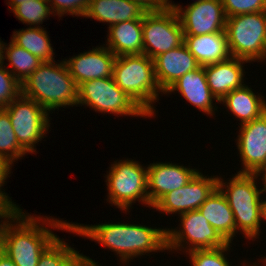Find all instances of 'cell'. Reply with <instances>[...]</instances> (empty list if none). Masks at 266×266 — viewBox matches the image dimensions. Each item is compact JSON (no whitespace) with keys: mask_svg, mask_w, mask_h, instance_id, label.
Segmentation results:
<instances>
[{"mask_svg":"<svg viewBox=\"0 0 266 266\" xmlns=\"http://www.w3.org/2000/svg\"><path fill=\"white\" fill-rule=\"evenodd\" d=\"M116 56L105 46H98L72 56L64 62L77 85L93 79L109 78L113 75Z\"/></svg>","mask_w":266,"mask_h":266,"instance_id":"cell-16","label":"cell"},{"mask_svg":"<svg viewBox=\"0 0 266 266\" xmlns=\"http://www.w3.org/2000/svg\"><path fill=\"white\" fill-rule=\"evenodd\" d=\"M80 253L57 237L40 255L37 266H70Z\"/></svg>","mask_w":266,"mask_h":266,"instance_id":"cell-28","label":"cell"},{"mask_svg":"<svg viewBox=\"0 0 266 266\" xmlns=\"http://www.w3.org/2000/svg\"><path fill=\"white\" fill-rule=\"evenodd\" d=\"M19 145L27 152H36L50 127L49 112L33 99L20 94L6 108Z\"/></svg>","mask_w":266,"mask_h":266,"instance_id":"cell-10","label":"cell"},{"mask_svg":"<svg viewBox=\"0 0 266 266\" xmlns=\"http://www.w3.org/2000/svg\"><path fill=\"white\" fill-rule=\"evenodd\" d=\"M67 231L111 249L125 264L146 253L167 250L166 228L120 222L98 225L71 223Z\"/></svg>","mask_w":266,"mask_h":266,"instance_id":"cell-1","label":"cell"},{"mask_svg":"<svg viewBox=\"0 0 266 266\" xmlns=\"http://www.w3.org/2000/svg\"><path fill=\"white\" fill-rule=\"evenodd\" d=\"M70 266H81V254Z\"/></svg>","mask_w":266,"mask_h":266,"instance_id":"cell-43","label":"cell"},{"mask_svg":"<svg viewBox=\"0 0 266 266\" xmlns=\"http://www.w3.org/2000/svg\"><path fill=\"white\" fill-rule=\"evenodd\" d=\"M230 244L214 249L192 250L187 255L189 254L192 266H231L225 257V252L232 247Z\"/></svg>","mask_w":266,"mask_h":266,"instance_id":"cell-30","label":"cell"},{"mask_svg":"<svg viewBox=\"0 0 266 266\" xmlns=\"http://www.w3.org/2000/svg\"><path fill=\"white\" fill-rule=\"evenodd\" d=\"M109 191L106 199L110 204L125 212L136 201L148 205L147 167L134 160L114 161L106 175Z\"/></svg>","mask_w":266,"mask_h":266,"instance_id":"cell-7","label":"cell"},{"mask_svg":"<svg viewBox=\"0 0 266 266\" xmlns=\"http://www.w3.org/2000/svg\"><path fill=\"white\" fill-rule=\"evenodd\" d=\"M21 94L49 113L59 107L77 106L78 85L64 62H43L21 83Z\"/></svg>","mask_w":266,"mask_h":266,"instance_id":"cell-3","label":"cell"},{"mask_svg":"<svg viewBox=\"0 0 266 266\" xmlns=\"http://www.w3.org/2000/svg\"><path fill=\"white\" fill-rule=\"evenodd\" d=\"M70 224L22 212L7 229L4 254L17 266H37L40 255L58 237L50 228L67 232Z\"/></svg>","mask_w":266,"mask_h":266,"instance_id":"cell-2","label":"cell"},{"mask_svg":"<svg viewBox=\"0 0 266 266\" xmlns=\"http://www.w3.org/2000/svg\"><path fill=\"white\" fill-rule=\"evenodd\" d=\"M26 153L17 141L8 112L0 108V157L14 164L15 160L23 158Z\"/></svg>","mask_w":266,"mask_h":266,"instance_id":"cell-27","label":"cell"},{"mask_svg":"<svg viewBox=\"0 0 266 266\" xmlns=\"http://www.w3.org/2000/svg\"><path fill=\"white\" fill-rule=\"evenodd\" d=\"M247 60L230 56L224 61L204 66L211 93L220 101L225 95L244 84V63Z\"/></svg>","mask_w":266,"mask_h":266,"instance_id":"cell-19","label":"cell"},{"mask_svg":"<svg viewBox=\"0 0 266 266\" xmlns=\"http://www.w3.org/2000/svg\"><path fill=\"white\" fill-rule=\"evenodd\" d=\"M54 14L59 17L66 15H75L84 17L89 0H46Z\"/></svg>","mask_w":266,"mask_h":266,"instance_id":"cell-33","label":"cell"},{"mask_svg":"<svg viewBox=\"0 0 266 266\" xmlns=\"http://www.w3.org/2000/svg\"><path fill=\"white\" fill-rule=\"evenodd\" d=\"M179 217L181 224L178 230L176 228L166 229L167 251H178V249L182 251L183 249L187 253L197 249H214L228 244L199 209L188 211Z\"/></svg>","mask_w":266,"mask_h":266,"instance_id":"cell-9","label":"cell"},{"mask_svg":"<svg viewBox=\"0 0 266 266\" xmlns=\"http://www.w3.org/2000/svg\"><path fill=\"white\" fill-rule=\"evenodd\" d=\"M237 137L238 154L244 166L237 173L257 174L266 164V112L242 124Z\"/></svg>","mask_w":266,"mask_h":266,"instance_id":"cell-14","label":"cell"},{"mask_svg":"<svg viewBox=\"0 0 266 266\" xmlns=\"http://www.w3.org/2000/svg\"><path fill=\"white\" fill-rule=\"evenodd\" d=\"M7 65L0 64V108H6L21 94V83L5 67Z\"/></svg>","mask_w":266,"mask_h":266,"instance_id":"cell-31","label":"cell"},{"mask_svg":"<svg viewBox=\"0 0 266 266\" xmlns=\"http://www.w3.org/2000/svg\"><path fill=\"white\" fill-rule=\"evenodd\" d=\"M252 264H250V266H251ZM243 266V265H242ZM246 266V265H245ZM247 266H249V265H247ZM252 266H257L255 263H253V265Z\"/></svg>","mask_w":266,"mask_h":266,"instance_id":"cell-45","label":"cell"},{"mask_svg":"<svg viewBox=\"0 0 266 266\" xmlns=\"http://www.w3.org/2000/svg\"><path fill=\"white\" fill-rule=\"evenodd\" d=\"M12 11L18 20L23 24L30 25V27H32V25L34 27H42L40 24H42L50 14H53L50 5L46 0L22 2Z\"/></svg>","mask_w":266,"mask_h":266,"instance_id":"cell-29","label":"cell"},{"mask_svg":"<svg viewBox=\"0 0 266 266\" xmlns=\"http://www.w3.org/2000/svg\"><path fill=\"white\" fill-rule=\"evenodd\" d=\"M226 18L266 11V0H221Z\"/></svg>","mask_w":266,"mask_h":266,"instance_id":"cell-32","label":"cell"},{"mask_svg":"<svg viewBox=\"0 0 266 266\" xmlns=\"http://www.w3.org/2000/svg\"><path fill=\"white\" fill-rule=\"evenodd\" d=\"M116 85L130 96L149 116L155 114L154 103L159 100L160 89L154 69V62L144 54L116 57L113 75Z\"/></svg>","mask_w":266,"mask_h":266,"instance_id":"cell-4","label":"cell"},{"mask_svg":"<svg viewBox=\"0 0 266 266\" xmlns=\"http://www.w3.org/2000/svg\"><path fill=\"white\" fill-rule=\"evenodd\" d=\"M98 262L93 261L89 256L81 254V266H99ZM102 266V265H100Z\"/></svg>","mask_w":266,"mask_h":266,"instance_id":"cell-37","label":"cell"},{"mask_svg":"<svg viewBox=\"0 0 266 266\" xmlns=\"http://www.w3.org/2000/svg\"><path fill=\"white\" fill-rule=\"evenodd\" d=\"M23 211H0V255L4 254L5 236L9 225L22 213ZM3 219V220H2Z\"/></svg>","mask_w":266,"mask_h":266,"instance_id":"cell-35","label":"cell"},{"mask_svg":"<svg viewBox=\"0 0 266 266\" xmlns=\"http://www.w3.org/2000/svg\"><path fill=\"white\" fill-rule=\"evenodd\" d=\"M143 54L152 60L184 43V32L176 12L163 9L143 17Z\"/></svg>","mask_w":266,"mask_h":266,"instance_id":"cell-11","label":"cell"},{"mask_svg":"<svg viewBox=\"0 0 266 266\" xmlns=\"http://www.w3.org/2000/svg\"><path fill=\"white\" fill-rule=\"evenodd\" d=\"M170 162L151 163L147 167L149 207H153L165 194L186 185L198 172Z\"/></svg>","mask_w":266,"mask_h":266,"instance_id":"cell-15","label":"cell"},{"mask_svg":"<svg viewBox=\"0 0 266 266\" xmlns=\"http://www.w3.org/2000/svg\"><path fill=\"white\" fill-rule=\"evenodd\" d=\"M183 6L169 2L168 9L178 14L184 35L225 32L226 16L221 0H196Z\"/></svg>","mask_w":266,"mask_h":266,"instance_id":"cell-12","label":"cell"},{"mask_svg":"<svg viewBox=\"0 0 266 266\" xmlns=\"http://www.w3.org/2000/svg\"><path fill=\"white\" fill-rule=\"evenodd\" d=\"M153 62L157 83L164 93L180 77L200 67L185 43L156 56Z\"/></svg>","mask_w":266,"mask_h":266,"instance_id":"cell-17","label":"cell"},{"mask_svg":"<svg viewBox=\"0 0 266 266\" xmlns=\"http://www.w3.org/2000/svg\"><path fill=\"white\" fill-rule=\"evenodd\" d=\"M78 105L100 113L123 116L149 117L135 102L122 91L113 77L84 81L78 85Z\"/></svg>","mask_w":266,"mask_h":266,"instance_id":"cell-8","label":"cell"},{"mask_svg":"<svg viewBox=\"0 0 266 266\" xmlns=\"http://www.w3.org/2000/svg\"><path fill=\"white\" fill-rule=\"evenodd\" d=\"M31 0H9L7 4H9L10 11H12L17 5L21 4L22 2H28ZM33 1V0H32Z\"/></svg>","mask_w":266,"mask_h":266,"instance_id":"cell-40","label":"cell"},{"mask_svg":"<svg viewBox=\"0 0 266 266\" xmlns=\"http://www.w3.org/2000/svg\"><path fill=\"white\" fill-rule=\"evenodd\" d=\"M174 91H178L186 101L208 114V116L215 115V110L217 111L218 107L213 104V101L215 100L216 103H219V101L210 91L204 66L187 72L171 85L164 94H171Z\"/></svg>","mask_w":266,"mask_h":266,"instance_id":"cell-18","label":"cell"},{"mask_svg":"<svg viewBox=\"0 0 266 266\" xmlns=\"http://www.w3.org/2000/svg\"><path fill=\"white\" fill-rule=\"evenodd\" d=\"M8 46V47H7ZM3 59L9 61L8 70L23 83L43 62L24 48L16 45L12 40L4 44Z\"/></svg>","mask_w":266,"mask_h":266,"instance_id":"cell-26","label":"cell"},{"mask_svg":"<svg viewBox=\"0 0 266 266\" xmlns=\"http://www.w3.org/2000/svg\"><path fill=\"white\" fill-rule=\"evenodd\" d=\"M260 220L262 223L263 221L266 220V199L265 200H261V204H260ZM263 220V221H262Z\"/></svg>","mask_w":266,"mask_h":266,"instance_id":"cell-39","label":"cell"},{"mask_svg":"<svg viewBox=\"0 0 266 266\" xmlns=\"http://www.w3.org/2000/svg\"><path fill=\"white\" fill-rule=\"evenodd\" d=\"M12 164H10L5 158L0 157V211H22L12 202V199L6 195L4 191H2V186L6 182L7 178L9 177L8 174L11 173Z\"/></svg>","mask_w":266,"mask_h":266,"instance_id":"cell-34","label":"cell"},{"mask_svg":"<svg viewBox=\"0 0 266 266\" xmlns=\"http://www.w3.org/2000/svg\"><path fill=\"white\" fill-rule=\"evenodd\" d=\"M218 176L207 177L198 171L184 186L165 194L152 208L165 214H184L199 209L217 188Z\"/></svg>","mask_w":266,"mask_h":266,"instance_id":"cell-13","label":"cell"},{"mask_svg":"<svg viewBox=\"0 0 266 266\" xmlns=\"http://www.w3.org/2000/svg\"><path fill=\"white\" fill-rule=\"evenodd\" d=\"M184 43L200 66L224 61L231 56L225 32L184 35Z\"/></svg>","mask_w":266,"mask_h":266,"instance_id":"cell-22","label":"cell"},{"mask_svg":"<svg viewBox=\"0 0 266 266\" xmlns=\"http://www.w3.org/2000/svg\"><path fill=\"white\" fill-rule=\"evenodd\" d=\"M241 121V124L251 122L266 112V101L261 94L256 95L246 84L234 89L220 101Z\"/></svg>","mask_w":266,"mask_h":266,"instance_id":"cell-24","label":"cell"},{"mask_svg":"<svg viewBox=\"0 0 266 266\" xmlns=\"http://www.w3.org/2000/svg\"><path fill=\"white\" fill-rule=\"evenodd\" d=\"M140 5L146 12H158L167 9L170 0H130Z\"/></svg>","mask_w":266,"mask_h":266,"instance_id":"cell-36","label":"cell"},{"mask_svg":"<svg viewBox=\"0 0 266 266\" xmlns=\"http://www.w3.org/2000/svg\"><path fill=\"white\" fill-rule=\"evenodd\" d=\"M0 266H17V265L5 254H2L0 255Z\"/></svg>","mask_w":266,"mask_h":266,"instance_id":"cell-38","label":"cell"},{"mask_svg":"<svg viewBox=\"0 0 266 266\" xmlns=\"http://www.w3.org/2000/svg\"><path fill=\"white\" fill-rule=\"evenodd\" d=\"M4 42L0 40V64L4 63L3 55H4Z\"/></svg>","mask_w":266,"mask_h":266,"instance_id":"cell-42","label":"cell"},{"mask_svg":"<svg viewBox=\"0 0 266 266\" xmlns=\"http://www.w3.org/2000/svg\"><path fill=\"white\" fill-rule=\"evenodd\" d=\"M263 174V175H262ZM258 176H262V181H264L262 184L264 185V190H266V164L260 169V171L257 173Z\"/></svg>","mask_w":266,"mask_h":266,"instance_id":"cell-41","label":"cell"},{"mask_svg":"<svg viewBox=\"0 0 266 266\" xmlns=\"http://www.w3.org/2000/svg\"><path fill=\"white\" fill-rule=\"evenodd\" d=\"M147 12L137 3L130 0H89L86 18L110 24L130 20H143Z\"/></svg>","mask_w":266,"mask_h":266,"instance_id":"cell-20","label":"cell"},{"mask_svg":"<svg viewBox=\"0 0 266 266\" xmlns=\"http://www.w3.org/2000/svg\"><path fill=\"white\" fill-rule=\"evenodd\" d=\"M258 177L257 174L237 173L228 183L219 176L217 180V188L225 196L234 214L236 234L240 231L252 241L259 238L261 233L260 198L266 192L264 188H257Z\"/></svg>","mask_w":266,"mask_h":266,"instance_id":"cell-5","label":"cell"},{"mask_svg":"<svg viewBox=\"0 0 266 266\" xmlns=\"http://www.w3.org/2000/svg\"><path fill=\"white\" fill-rule=\"evenodd\" d=\"M143 20H130L108 27L105 45L116 57L143 54Z\"/></svg>","mask_w":266,"mask_h":266,"instance_id":"cell-21","label":"cell"},{"mask_svg":"<svg viewBox=\"0 0 266 266\" xmlns=\"http://www.w3.org/2000/svg\"><path fill=\"white\" fill-rule=\"evenodd\" d=\"M264 264H266V257L264 256V259L261 260Z\"/></svg>","mask_w":266,"mask_h":266,"instance_id":"cell-44","label":"cell"},{"mask_svg":"<svg viewBox=\"0 0 266 266\" xmlns=\"http://www.w3.org/2000/svg\"><path fill=\"white\" fill-rule=\"evenodd\" d=\"M230 55L249 62L266 60V11L226 18Z\"/></svg>","mask_w":266,"mask_h":266,"instance_id":"cell-6","label":"cell"},{"mask_svg":"<svg viewBox=\"0 0 266 266\" xmlns=\"http://www.w3.org/2000/svg\"><path fill=\"white\" fill-rule=\"evenodd\" d=\"M43 27H28L13 32L11 40L18 46L24 48L42 62L54 61V50L50 38Z\"/></svg>","mask_w":266,"mask_h":266,"instance_id":"cell-25","label":"cell"},{"mask_svg":"<svg viewBox=\"0 0 266 266\" xmlns=\"http://www.w3.org/2000/svg\"><path fill=\"white\" fill-rule=\"evenodd\" d=\"M210 225L228 242L236 236L234 214L225 196L216 188L199 207Z\"/></svg>","mask_w":266,"mask_h":266,"instance_id":"cell-23","label":"cell"}]
</instances>
